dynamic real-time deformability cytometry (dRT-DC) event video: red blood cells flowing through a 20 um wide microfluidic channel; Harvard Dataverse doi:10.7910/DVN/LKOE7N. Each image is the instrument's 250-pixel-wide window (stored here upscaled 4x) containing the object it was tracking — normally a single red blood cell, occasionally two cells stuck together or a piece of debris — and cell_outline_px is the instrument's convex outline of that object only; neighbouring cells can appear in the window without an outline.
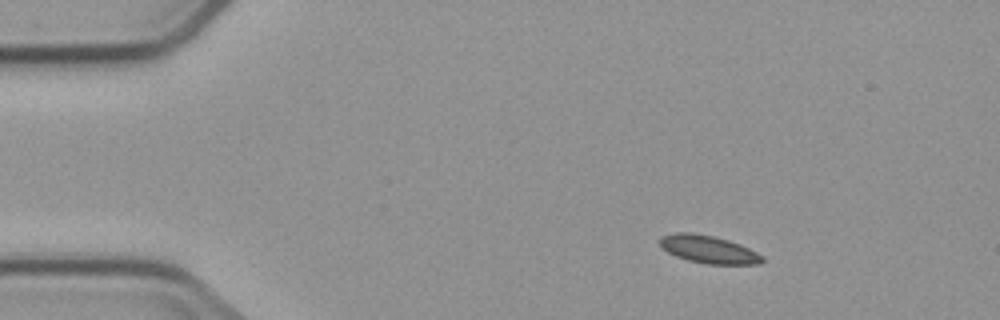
{"species": "common noctule bat (a hibernating species)", "species_latin": "Nyctalus noctula", "temperature_condition": "cold", "stored_images_in_passage": 3, "camera_frame_rate_fps": 3000, "um_per_image_px": 0.085, "animal": {"sex": "male", "body_mass_g": 23.1, "forearm_length_mm": 52.7}, "frame": {"image": 1, "passage_image": 2, "time_ms": 1.333, "image_size_px": [1000, 320], "cell_outline_px": [[764, 260], [760, 264], [708, 264], [688, 260], [676, 256], [660, 248], [660, 236], [676, 232], [692, 232], [712, 236], [728, 240], [740, 244], [764, 256]], "centroid_in_image_um": [60.2, 21.19], "position_along_channel_um": 24.8, "area_um2": 16.59}}
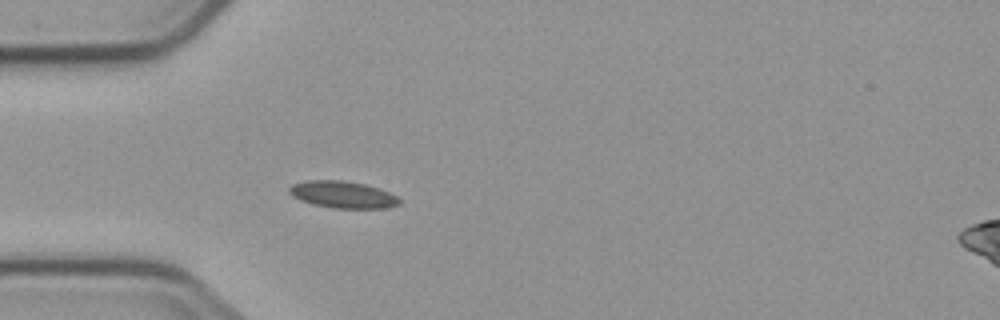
{"frame": {"image": 2, "passage_image": 3, "time_ms": 4.0, "image_size_px": [1000, 320], "cell_outline_px": [[400, 204], [388, 208], [332, 208], [312, 204], [300, 200], [292, 196], [288, 192], [288, 188], [292, 184], [304, 180], [344, 180], [364, 184], [380, 188], [396, 196], [400, 200]], "centroid_in_image_um": [29.1, 16.53], "position_along_channel_um": 55.9, "area_um2": 17.46}}